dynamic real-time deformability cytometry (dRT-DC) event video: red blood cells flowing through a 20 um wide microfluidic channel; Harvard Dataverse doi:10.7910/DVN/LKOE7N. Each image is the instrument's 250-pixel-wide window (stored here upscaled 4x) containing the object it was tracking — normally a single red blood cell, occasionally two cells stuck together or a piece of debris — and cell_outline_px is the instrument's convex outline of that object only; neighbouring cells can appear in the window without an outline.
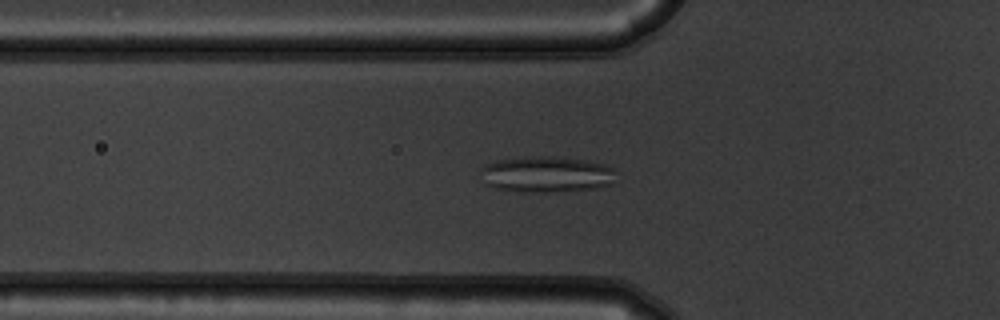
{"species": "common noctule bat (a hibernating species)", "species_latin": "Nyctalus noctula", "temperature_condition": "warm", "stored_images_in_passage": 54, "segment_of_instrument_passage": [1, 2], "camera_frame_rate_fps": 3000, "um_per_image_px": 0.085, "animal": {"sex": "male", "body_mass_g": 19.5, "forearm_length_mm": 54.6}, "frame": {"image": 1, "passage_image": 18, "time_ms": 5.667, "image_size_px": [1000, 320], "cell_outline_px": [[612, 184], [596, 188], [548, 192], [520, 192], [496, 188], [484, 184], [480, 168], [484, 164], [496, 160], [516, 156], [552, 156], [588, 160], [604, 164], [612, 168]], "centroid_in_image_um": [46.36, 14.8], "position_along_channel_um": 79.4, "area_um2": 28.73}}
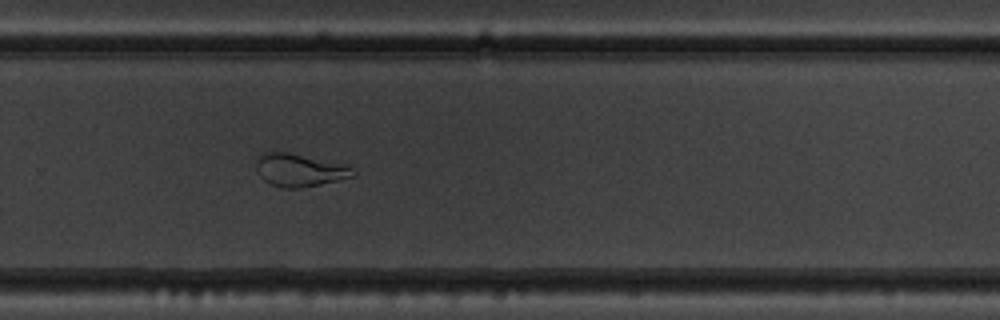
{"frame": {"image": 2, "passage_image": 36, "time_ms": 11.667, "image_size_px": [1000, 320], "cell_outline_px": [[356, 176], [320, 184], [300, 188], [280, 188], [264, 180], [260, 176], [256, 168], [256, 160], [260, 152], [272, 148], [344, 164], [352, 168], [356, 172]], "centroid_in_image_um": [25.4, 14.41], "position_along_channel_um": 304.4, "area_um2": 19.07}}
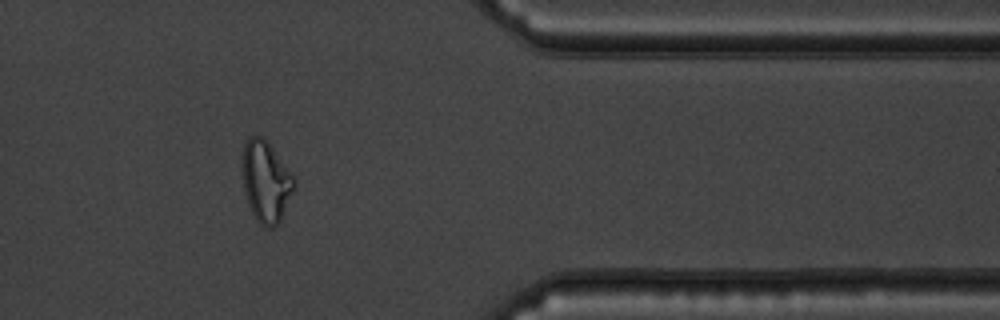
{"frame": {"image": 3, "passage_image": 44, "time_ms": 14.333, "image_size_px": [1000, 320], "cell_outline_px": [[296, 184], [280, 220], [272, 228], [264, 228], [256, 220], [248, 204], [244, 192], [244, 144], [248, 136], [264, 136], [268, 140], [292, 172], [296, 180]], "centroid_in_image_um": [22.63, 15.4], "position_along_channel_um": 388.8, "area_um2": 24.51}}